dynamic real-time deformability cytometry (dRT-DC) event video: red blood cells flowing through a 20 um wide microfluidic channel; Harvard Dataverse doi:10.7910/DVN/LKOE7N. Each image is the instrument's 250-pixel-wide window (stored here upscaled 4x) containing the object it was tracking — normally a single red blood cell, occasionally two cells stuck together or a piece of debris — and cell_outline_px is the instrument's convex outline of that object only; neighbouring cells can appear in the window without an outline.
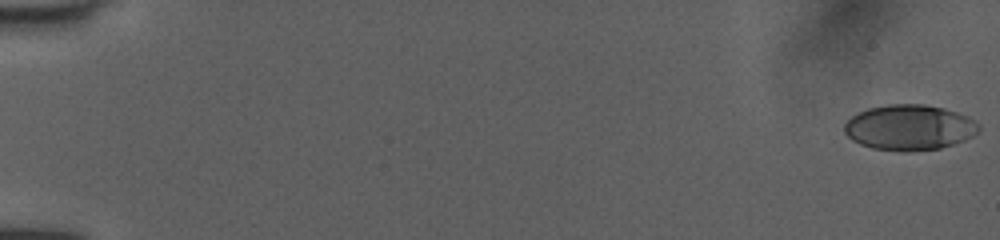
{"species": "human", "species_latin": "Homo sapiens", "temperature_condition": "room temperature", "stored_images_in_passage": 52, "camera_frame_rate_fps": 3000, "um_per_image_px": 0.085, "donor": {"sex": "female"}, "frame": {"image": 1, "passage_image": 1, "time_ms": 0.0, "image_size_px": [1000, 240], "cell_outline_px": [[980, 128], [972, 136], [964, 140], [940, 148], [908, 152], [904, 152], [872, 148], [860, 144], [852, 140], [844, 132], [844, 124], [852, 116], [868, 108], [888, 104], [924, 104], [944, 108], [968, 116], [976, 120], [980, 124]], "centroid_in_image_um": [77.3, 10.83], "position_along_channel_um": 7.7, "area_um2": 35.72}}
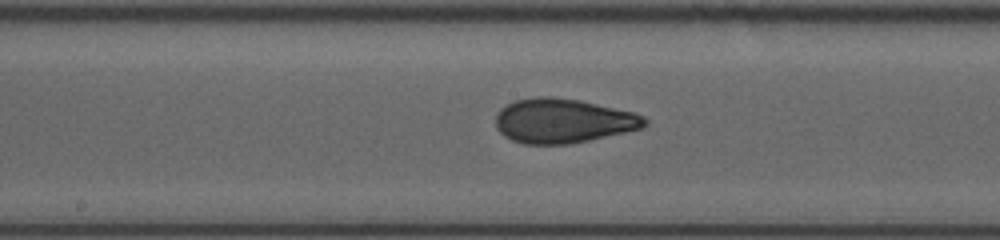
{"frame": {"image": 2, "passage_image": 29, "time_ms": 9.333, "image_size_px": [1000, 240], "cell_outline_px": [[648, 124], [644, 128], [572, 144], [524, 144], [512, 140], [504, 136], [496, 128], [496, 112], [500, 108], [516, 100], [536, 96], [552, 96], [580, 100], [632, 112], [644, 116], [648, 120]], "centroid_in_image_um": [47.86, 10.27], "position_along_channel_um": 200.3, "area_um2": 38.84}}
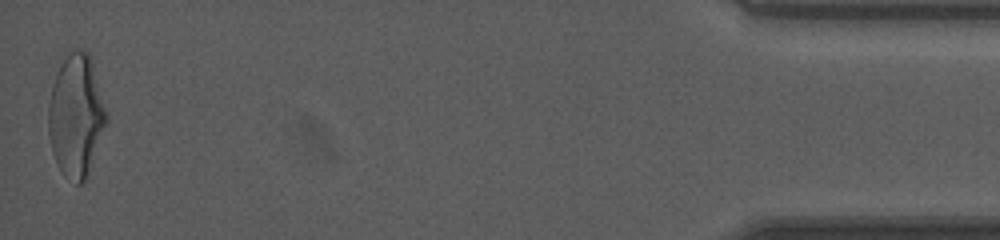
{"frame": {"image": 3, "passage_image": 52, "time_ms": 17.0, "image_size_px": [1000, 240], "cell_outline_px": [[108, 120], [88, 180], [80, 184], [76, 184], [64, 176], [60, 172], [56, 164], [52, 152], [48, 132], [48, 104], [52, 84], [60, 64], [72, 52], [88, 52], [92, 56], [108, 116]], "centroid_in_image_um": [6.49, 9.92], "position_along_channel_um": 428.7, "area_um2": 42.14}, "authors_computed_cell_mechanics": {"area_um2": 37.7145, "velocity_mm_per_s": 4.0515, "shape_relaxation_time_tau1_ms": 5.5122, "shape_relaxation_time_tau2_ms": 0.9038, "deformation_change_tau1": 0.1772, "deformation_change_tau2": 0.0703}}